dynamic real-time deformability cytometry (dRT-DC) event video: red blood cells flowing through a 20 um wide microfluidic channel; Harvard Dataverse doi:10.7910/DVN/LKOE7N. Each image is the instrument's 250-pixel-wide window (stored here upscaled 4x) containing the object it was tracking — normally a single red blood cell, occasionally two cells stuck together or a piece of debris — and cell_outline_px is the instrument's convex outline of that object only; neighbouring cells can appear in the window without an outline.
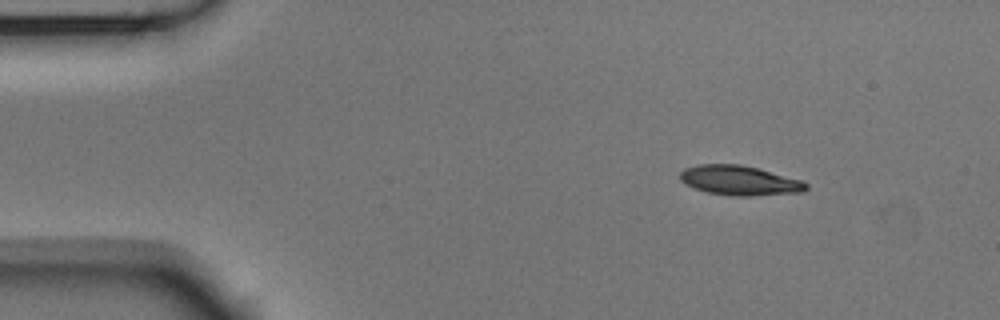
{"species": "Egyptian fruit bat (a non-hibernating species)", "species_latin": "Rousettus aegyptiacus", "temperature_condition": "room temperature", "stored_images_in_passage": 47, "camera_frame_rate_fps": 3000, "um_per_image_px": 0.085, "animal": {"sex": "male"}, "frame": {"image": 1, "passage_image": 1, "time_ms": 0.0, "image_size_px": [1000, 320], "cell_outline_px": [[808, 188], [804, 192], [748, 196], [732, 196], [708, 192], [684, 184], [680, 180], [680, 172], [684, 168], [700, 164], [740, 164], [760, 168], [800, 180], [808, 184]], "centroid_in_image_um": [62.86, 15.33], "position_along_channel_um": 22.1, "area_um2": 21.85}}
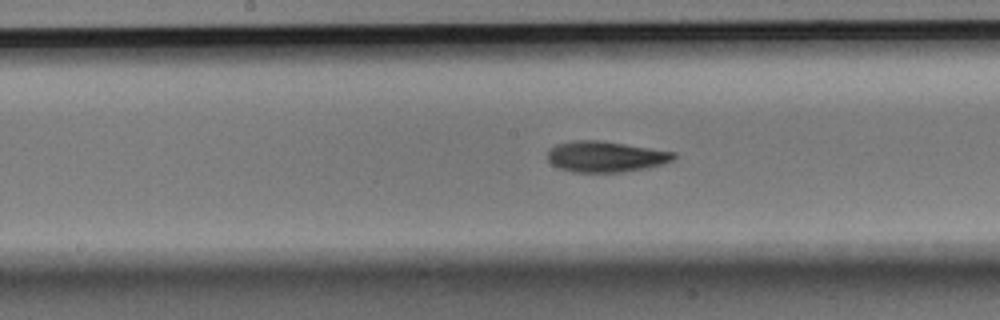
{"frame": {"image": 2, "passage_image": 21, "time_ms": 6.667, "image_size_px": [1000, 320], "cell_outline_px": [[676, 160], [648, 168], [620, 172], [572, 172], [560, 168], [552, 164], [548, 160], [548, 152], [556, 144], [576, 140], [600, 140], [676, 152]], "centroid_in_image_um": [51.52, 13.31], "position_along_channel_um": 196.7, "area_um2": 22.72}}
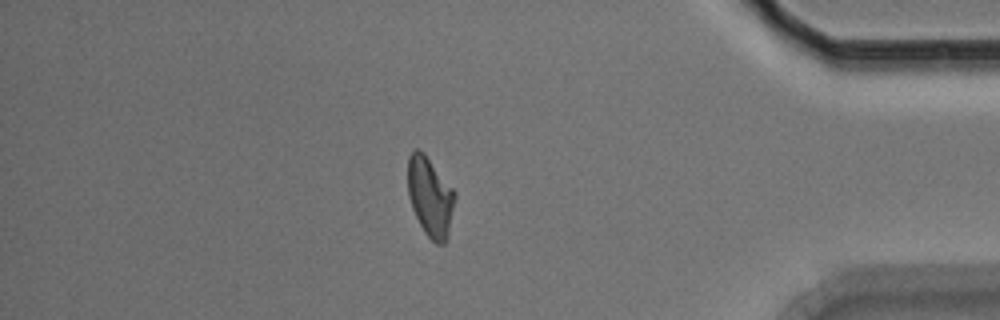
{"frame": {"image": 3, "passage_image": 40, "time_ms": 13.0, "image_size_px": [1000, 320], "cell_outline_px": [[456, 196], [448, 240], [444, 244], [436, 244], [424, 232], [412, 208], [408, 196], [408, 156], [416, 148], [420, 148], [424, 152], [456, 192]], "centroid_in_image_um": [36.58, 16.73], "position_along_channel_um": 398.6, "area_um2": 22.08}, "authors_computed_cell_mechanics": {"area_um2": 21.964, "velocity_mm_per_s": 3.7468, "shape_relaxation_time_tau1_ms": 3.8323, "shape_relaxation_time_tau2_ms": 3.8833, "deformation_change_tau1": 0.1381, "deformation_change_tau2": 0.0988}}